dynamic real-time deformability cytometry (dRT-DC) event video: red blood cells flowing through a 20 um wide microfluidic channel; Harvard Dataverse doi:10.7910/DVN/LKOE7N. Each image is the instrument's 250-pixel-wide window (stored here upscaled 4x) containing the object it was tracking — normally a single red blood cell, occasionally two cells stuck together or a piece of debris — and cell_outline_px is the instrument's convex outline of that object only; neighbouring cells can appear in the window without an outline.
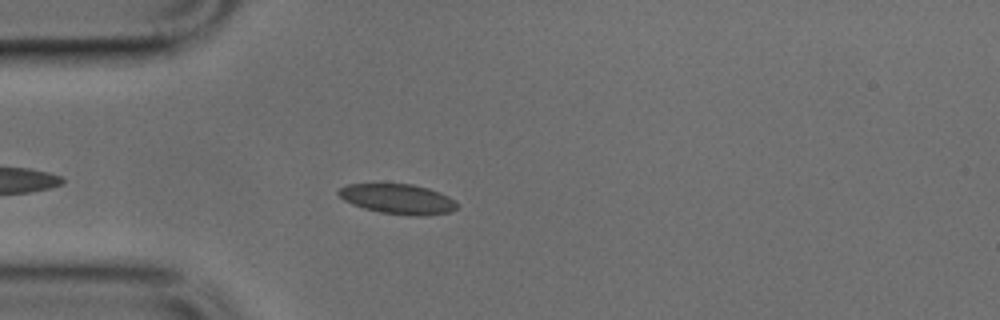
{"species": "common noctule bat (a hibernating species)", "species_latin": "Nyctalus noctula", "temperature_condition": "cold", "stored_images_in_passage": 41, "camera_frame_rate_fps": 3000, "um_per_image_px": 0.085, "animal": {"sex": "male", "body_mass_g": 17.9, "forearm_length_mm": 54.2}, "frame": {"image": 1, "passage_image": 5, "time_ms": 1.333, "image_size_px": [1000, 320], "cell_outline_px": [[456, 208], [452, 212], [428, 216], [408, 216], [380, 212], [364, 208], [352, 204], [344, 200], [336, 192], [340, 188], [348, 184], [412, 184], [428, 188], [440, 192], [456, 200]], "centroid_in_image_um": [33.85, 16.93], "position_along_channel_um": 51.1, "area_um2": 20.87}}
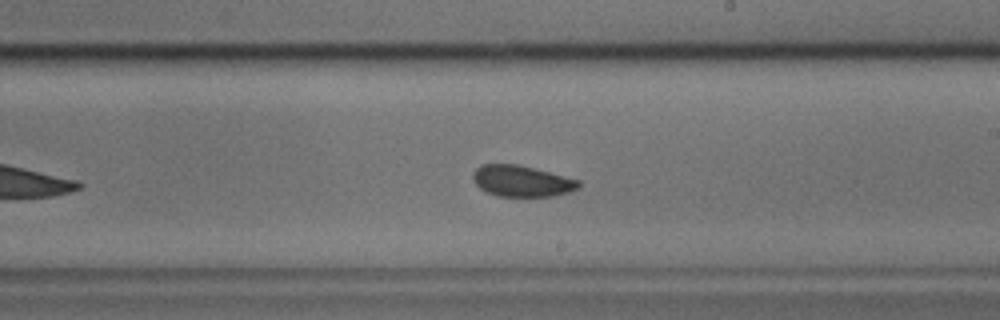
{"frame": {"image": 2, "passage_image": 20, "time_ms": 6.333, "image_size_px": [1000, 320], "cell_outline_px": [[580, 188], [568, 192], [552, 196], [496, 196], [480, 188], [472, 180], [472, 172], [480, 164], [516, 164], [580, 180]], "centroid_in_image_um": [44.31, 15.39], "position_along_channel_um": 244.7, "area_um2": 19.13}}
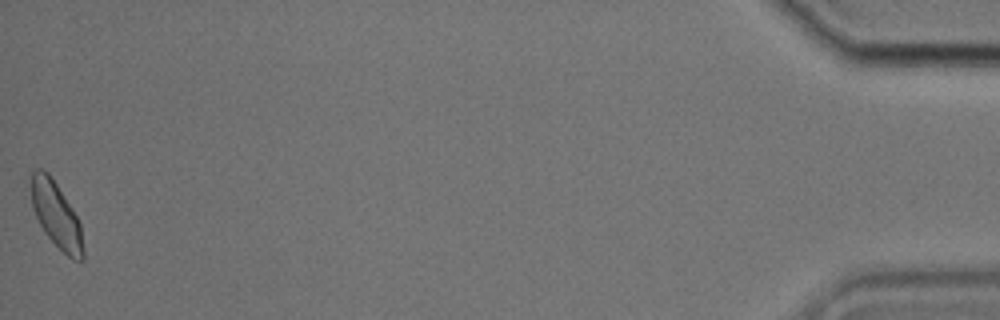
{"frame": {"image": 3, "passage_image": 41, "time_ms": 13.333, "image_size_px": [1000, 320], "cell_outline_px": [[84, 260], [72, 260], [44, 232], [32, 208], [32, 172], [36, 168], [44, 168], [48, 172], [72, 208], [80, 224], [84, 248]], "centroid_in_image_um": [4.79, 18.28], "position_along_channel_um": 430.4, "area_um2": 19.59}}